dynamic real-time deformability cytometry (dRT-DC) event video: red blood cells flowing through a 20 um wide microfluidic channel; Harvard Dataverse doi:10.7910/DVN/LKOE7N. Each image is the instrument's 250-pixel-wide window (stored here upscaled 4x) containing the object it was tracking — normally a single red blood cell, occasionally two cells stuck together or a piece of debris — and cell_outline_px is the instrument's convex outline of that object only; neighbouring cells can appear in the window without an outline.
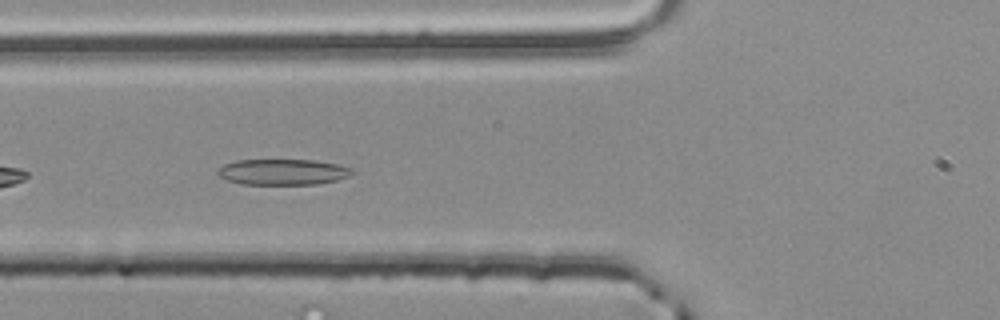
{"species": "common noctule bat (a hibernating species)", "species_latin": "Nyctalus noctula", "temperature_condition": "room temperature", "stored_images_in_passage": 39, "camera_frame_rate_fps": 3000, "um_per_image_px": 0.085, "animal": {"sex": "male", "body_mass_g": 20.4}, "frame": {"image": 1, "passage_image": 5, "time_ms": 1.333, "image_size_px": [1000, 320], "cell_outline_px": [[356, 172], [348, 176], [336, 180], [316, 184], [240, 184], [224, 180], [216, 172], [224, 164], [236, 160], [312, 160], [336, 164], [352, 168]], "centroid_in_image_um": [24.01, 14.62], "position_along_channel_um": 101.8, "area_um2": 20.23}}
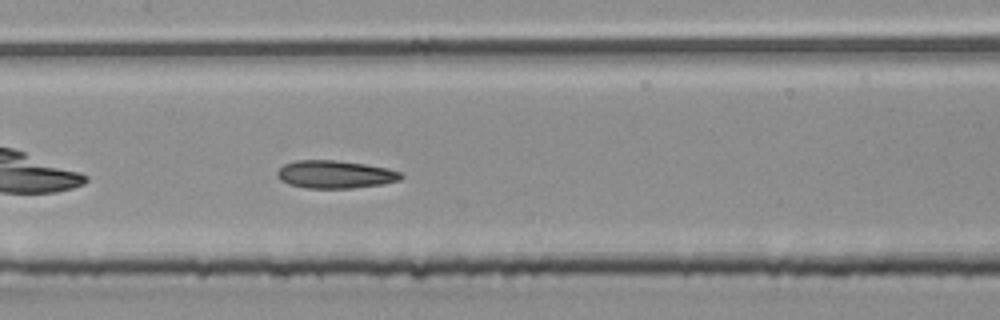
{"frame": {"image": 2, "passage_image": 11, "time_ms": 3.333, "image_size_px": [1000, 320], "cell_outline_px": [[404, 176], [400, 180], [384, 184], [352, 188], [308, 188], [288, 184], [280, 180], [276, 176], [276, 172], [284, 164], [296, 160], [336, 160], [364, 164], [388, 168], [400, 172]], "centroid_in_image_um": [28.48, 14.82], "position_along_channel_um": 178.9, "area_um2": 20.17}}
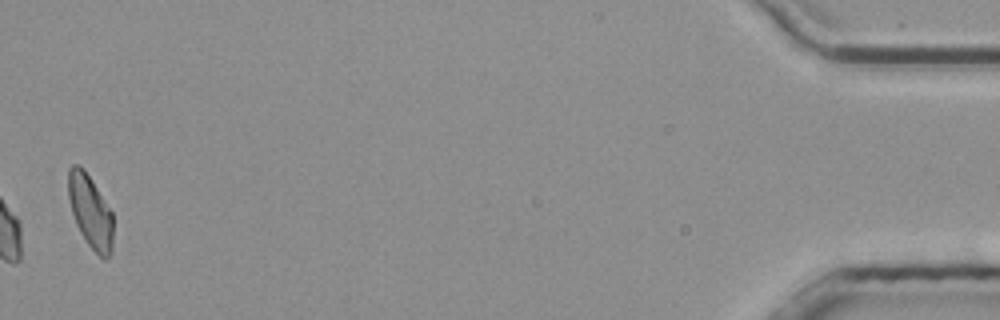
{"frame": {"image": 3, "passage_image": 38, "time_ms": 12.333, "image_size_px": [1000, 320], "cell_outline_px": [[112, 252], [108, 260], [104, 260], [88, 244], [80, 232], [76, 224], [72, 212], [68, 196], [68, 168], [72, 164], [80, 164], [84, 168], [112, 212]], "centroid_in_image_um": [7.67, 17.96], "position_along_channel_um": 427.5, "area_um2": 19.07}, "authors_computed_cell_mechanics": {"area_um2": 19.7676, "velocity_mm_per_s": 3.837, "shape_relaxation_time_tau1_ms": 3.4121, "shape_relaxation_time_tau2_ms": 3.0456, "deformation_change_tau1": 0.1183, "deformation_change_tau2": 0.1103}}